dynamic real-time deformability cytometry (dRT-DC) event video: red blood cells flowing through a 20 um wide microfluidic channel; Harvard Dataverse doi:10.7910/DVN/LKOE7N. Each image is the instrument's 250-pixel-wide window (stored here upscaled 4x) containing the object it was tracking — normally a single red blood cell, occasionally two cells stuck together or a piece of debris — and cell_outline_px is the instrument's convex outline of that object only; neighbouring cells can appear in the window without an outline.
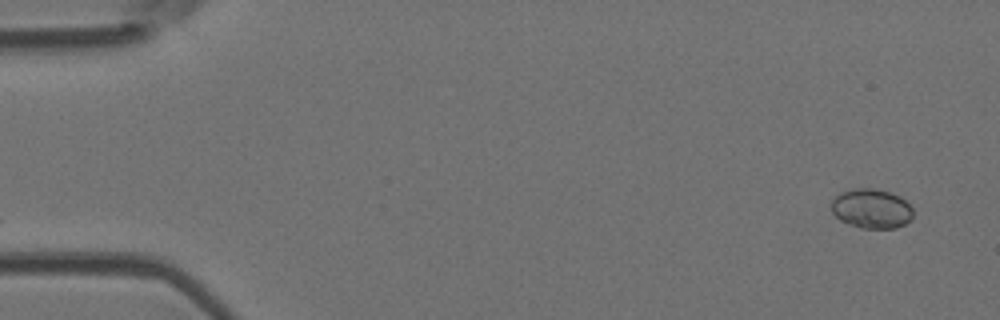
{"species": "Egyptian fruit bat (a non-hibernating species)", "species_latin": "Rousettus aegyptiacus", "temperature_condition": "room temperature", "stored_images_in_passage": 5, "camera_frame_rate_fps": 3000, "um_per_image_px": 0.085, "animal": {"sex": "female"}, "frame": {"image": 1, "passage_image": 1, "time_ms": 0.0, "image_size_px": [1000, 320], "cell_outline_px": [[912, 216], [904, 224], [896, 228], [860, 228], [840, 220], [832, 212], [832, 200], [840, 192], [852, 188], [872, 188], [888, 192], [900, 196], [912, 208]], "centroid_in_image_um": [74.05, 17.72], "position_along_channel_um": 10.9, "area_um2": 18.67}}
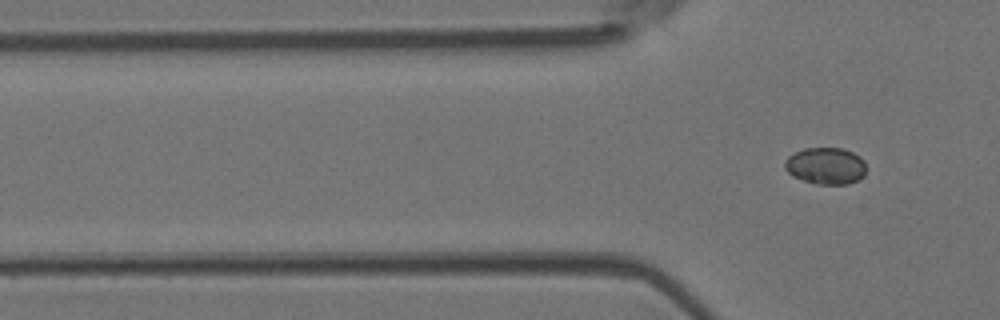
{"frame": {"image": 2, "passage_image": 5, "time_ms": 4.333, "image_size_px": [1000, 320], "cell_outline_px": [[868, 168], [864, 176], [848, 184], [816, 184], [792, 176], [784, 168], [784, 160], [788, 156], [804, 148], [844, 148], [860, 156], [864, 160]], "centroid_in_image_um": [70.21, 14.09], "position_along_channel_um": 55.6, "area_um2": 17.69}}